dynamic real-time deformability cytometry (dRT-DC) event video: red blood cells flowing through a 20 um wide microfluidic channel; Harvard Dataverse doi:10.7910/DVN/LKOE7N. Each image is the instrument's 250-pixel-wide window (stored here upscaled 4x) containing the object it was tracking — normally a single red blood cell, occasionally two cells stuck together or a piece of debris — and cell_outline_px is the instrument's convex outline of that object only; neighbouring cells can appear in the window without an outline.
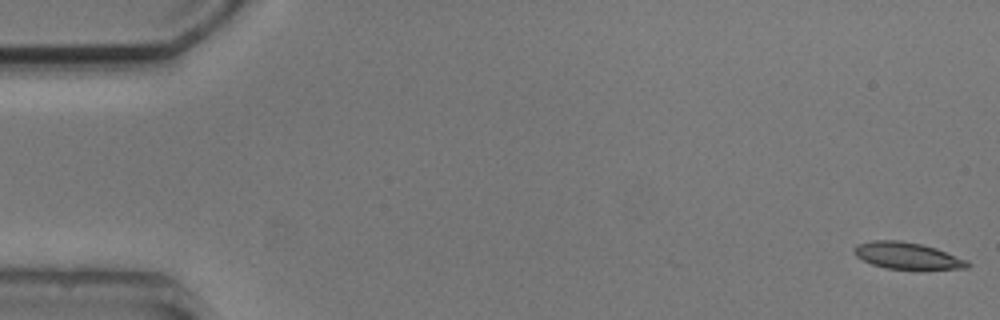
{"species": "common noctule bat (a hibernating species)", "species_latin": "Nyctalus noctula", "temperature_condition": "cold", "stored_images_in_passage": 4, "camera_frame_rate_fps": 3000, "um_per_image_px": 0.085, "animal": {"sex": "male", "body_mass_g": 20.5, "forearm_length_mm": 52.5}, "frame": {"image": 1, "passage_image": 1, "time_ms": 0.0, "image_size_px": [1000, 320], "cell_outline_px": [[972, 264], [968, 268], [884, 268], [872, 264], [856, 256], [852, 248], [856, 244], [872, 240], [900, 240], [920, 244], [936, 248], [968, 260]], "centroid_in_image_um": [77.09, 21.71], "position_along_channel_um": 7.9, "area_um2": 17.4}}
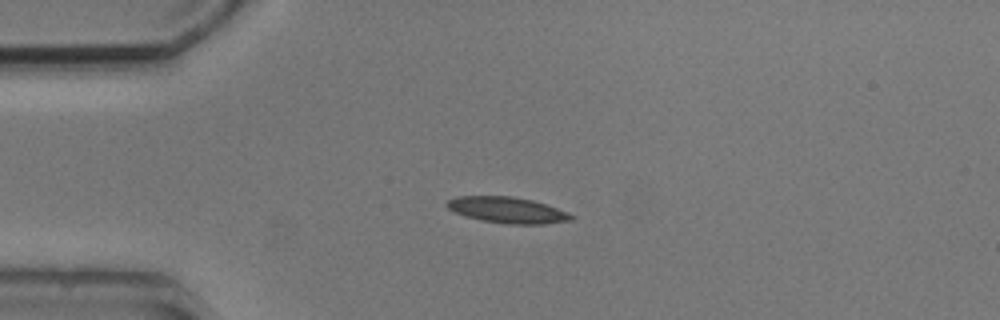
{"frame": {"image": 2, "passage_image": 2, "time_ms": 4.0, "image_size_px": [1000, 320], "cell_outline_px": [[576, 216], [572, 220], [544, 224], [508, 224], [480, 220], [456, 212], [448, 208], [444, 204], [448, 200], [456, 196], [512, 196], [532, 200], [568, 212]], "centroid_in_image_um": [43.14, 17.85], "position_along_channel_um": 41.9, "area_um2": 18.79}}